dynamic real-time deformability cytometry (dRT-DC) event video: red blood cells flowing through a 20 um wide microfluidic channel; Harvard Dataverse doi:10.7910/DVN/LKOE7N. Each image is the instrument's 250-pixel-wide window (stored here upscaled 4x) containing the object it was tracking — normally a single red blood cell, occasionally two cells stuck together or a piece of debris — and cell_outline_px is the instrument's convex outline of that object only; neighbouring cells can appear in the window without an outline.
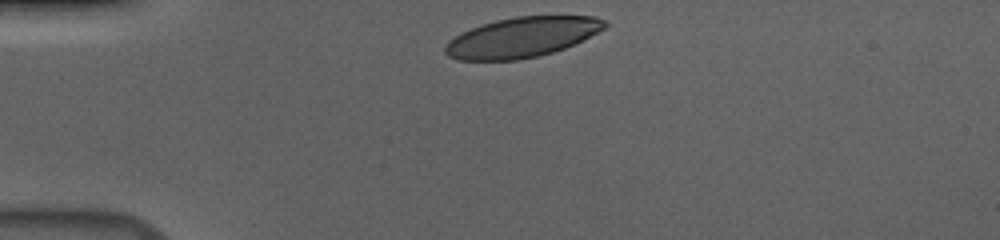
{"species": "human", "species_latin": "Homo sapiens", "temperature_condition": "cold", "stored_images_in_passage": 33, "camera_frame_rate_fps": 3000, "um_per_image_px": 0.085, "donor": {"sex": "male"}, "frame": {"image": 1, "passage_image": 1, "time_ms": 0.0, "image_size_px": [1000, 240], "cell_outline_px": [[608, 24], [604, 28], [564, 48], [540, 56], [520, 60], [460, 60], [448, 56], [444, 52], [444, 48], [448, 40], [460, 32], [496, 20], [516, 16], [596, 16], [604, 20]], "centroid_in_image_um": [44.31, 3.17], "position_along_channel_um": 40.7, "area_um2": 37.05}}
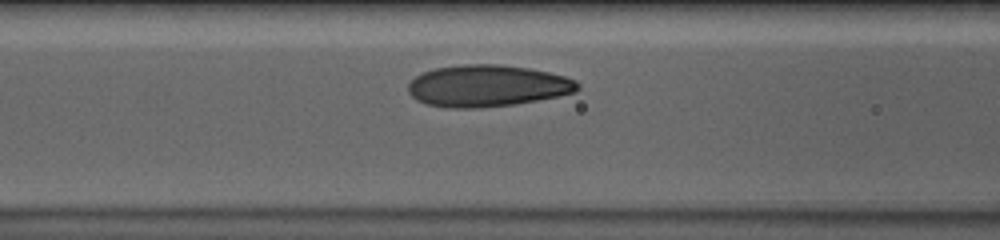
{"frame": {"image": 2, "passage_image": 11, "time_ms": 3.333, "image_size_px": [1000, 240], "cell_outline_px": [[580, 88], [576, 92], [560, 96], [512, 104], [480, 108], [448, 108], [424, 104], [416, 100], [408, 92], [408, 84], [416, 76], [424, 72], [436, 68], [464, 64], [500, 64], [528, 68], [548, 72], [564, 76], [576, 80], [580, 84]], "centroid_in_image_um": [41.42, 7.3], "position_along_channel_um": 125.2, "area_um2": 41.33}}
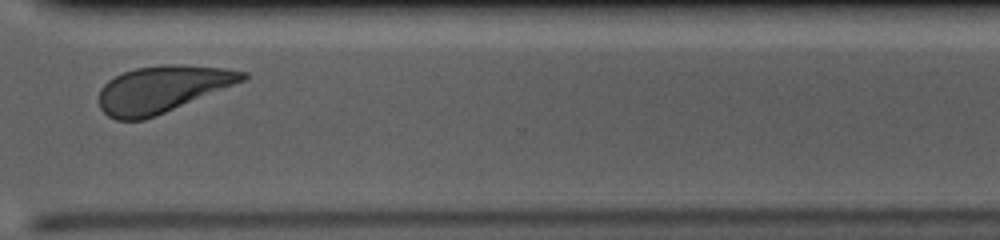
{"frame": {"image": 3, "passage_image": 30, "time_ms": 9.667, "image_size_px": [1000, 240], "cell_outline_px": [[248, 76], [244, 80], [156, 116], [144, 120], [116, 120], [108, 116], [100, 108], [100, 88], [108, 80], [124, 72], [136, 68], [160, 64], [184, 64], [224, 68], [248, 72]], "centroid_in_image_um": [13.77, 7.57], "position_along_channel_um": 356.8, "area_um2": 38.9}, "authors_computed_cell_mechanics": {"area_um2": 39.6508, "velocity_mm_per_s": 3.6666, "shape_relaxation_time_tau1_ms": 2.2215, "shape_relaxation_time_tau2_ms": 1.7968, "deformation_change_tau1": 0.1327, "deformation_change_tau2": 0.0657}}